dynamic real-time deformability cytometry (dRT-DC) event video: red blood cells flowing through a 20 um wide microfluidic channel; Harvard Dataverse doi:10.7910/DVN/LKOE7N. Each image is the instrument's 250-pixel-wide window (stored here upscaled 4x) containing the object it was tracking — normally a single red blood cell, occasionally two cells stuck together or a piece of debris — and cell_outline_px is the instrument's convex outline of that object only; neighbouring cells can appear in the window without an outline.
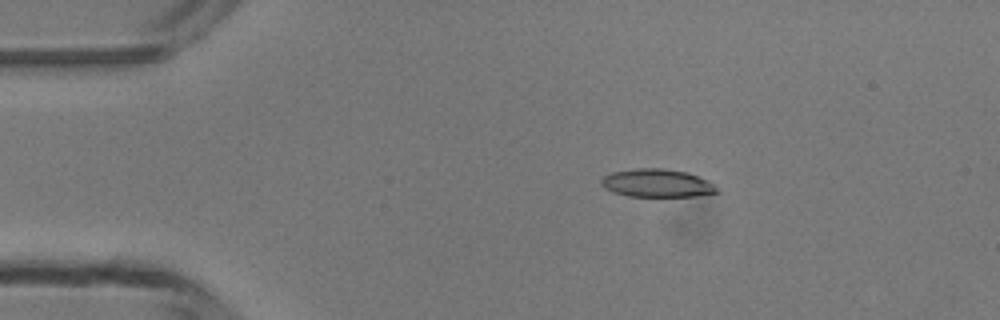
{"species": "common noctule bat (a hibernating species)", "species_latin": "Nyctalus noctula", "temperature_condition": "room temperature", "stored_images_in_passage": 44, "camera_frame_rate_fps": 3000, "um_per_image_px": 0.085, "animal": {"sex": "male", "body_mass_g": 13.3}, "frame": {"image": 1, "passage_image": 4, "time_ms": 1.0, "image_size_px": [1000, 320], "cell_outline_px": [[720, 192], [696, 196], [628, 196], [612, 192], [604, 188], [600, 184], [600, 180], [604, 176], [612, 172], [636, 168], [664, 168], [688, 172], [708, 180]], "centroid_in_image_um": [55.82, 15.56], "position_along_channel_um": 29.2, "area_um2": 19.02}}
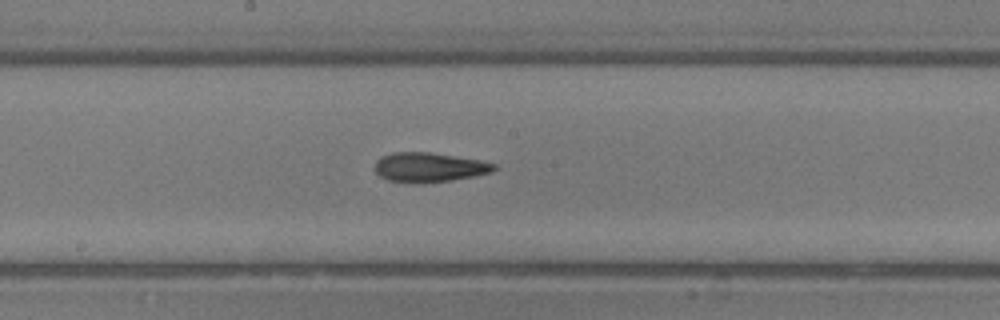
{"frame": {"image": 2, "passage_image": 21, "time_ms": 6.667, "image_size_px": [1000, 320], "cell_outline_px": [[496, 168], [492, 172], [452, 180], [388, 180], [380, 176], [372, 168], [376, 160], [380, 156], [392, 152], [428, 152], [480, 160], [496, 164]], "centroid_in_image_um": [36.45, 14.16], "position_along_channel_um": 211.8, "area_um2": 19.71}}
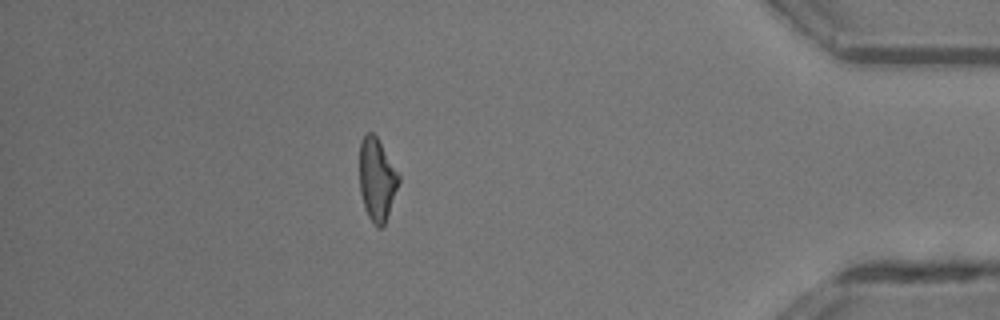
{"frame": {"image": 3, "passage_image": 38, "time_ms": 12.333, "image_size_px": [1000, 320], "cell_outline_px": [[400, 180], [384, 224], [380, 228], [368, 216], [364, 208], [360, 192], [360, 140], [368, 132], [372, 132], [376, 136], [400, 176]], "centroid_in_image_um": [32.02, 15.23], "position_along_channel_um": 403.2, "area_um2": 18.44}, "authors_computed_cell_mechanics": {"area_um2": 19.652, "velocity_mm_per_s": 4.2118, "shape_relaxation_time_tau1_ms": null, "shape_relaxation_time_tau2_ms": 5.8898, "deformation_change_tau1": null, "deformation_change_tau2": 0.1852}}